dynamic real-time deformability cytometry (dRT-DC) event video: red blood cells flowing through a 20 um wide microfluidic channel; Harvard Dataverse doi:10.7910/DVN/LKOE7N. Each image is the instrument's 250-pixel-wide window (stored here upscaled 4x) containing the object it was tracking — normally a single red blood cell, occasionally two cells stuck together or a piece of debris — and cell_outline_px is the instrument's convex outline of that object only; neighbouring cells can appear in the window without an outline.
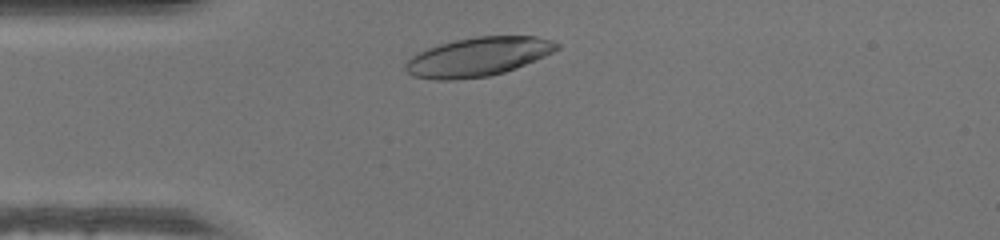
{"species": "human", "species_latin": "Homo sapiens", "temperature_condition": "warm", "stored_images_in_passage": 31, "camera_frame_rate_fps": 3000, "um_per_image_px": 0.085, "donor": {"sex": "male"}, "frame": {"image": 1, "passage_image": 4, "time_ms": 1.0, "image_size_px": [1000, 240], "cell_outline_px": [[560, 48], [544, 56], [516, 68], [504, 72], [488, 76], [456, 80], [436, 80], [412, 76], [404, 68], [404, 64], [412, 56], [428, 48], [440, 44], [456, 40], [476, 36], [536, 36], [552, 40], [560, 44]], "centroid_in_image_um": [40.63, 4.83], "position_along_channel_um": 44.4, "area_um2": 34.22}}
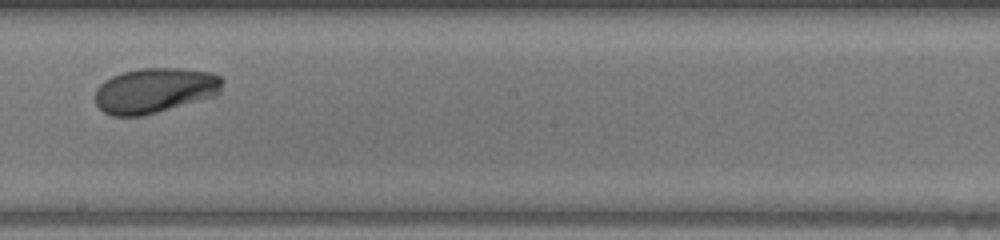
{"frame": {"image": 2, "passage_image": 19, "time_ms": 6.0, "image_size_px": [1000, 240], "cell_outline_px": [[224, 80], [220, 92], [216, 96], [144, 116], [112, 116], [104, 112], [96, 104], [96, 88], [104, 80], [112, 76], [124, 72], [140, 68], [180, 68], [212, 72], [220, 76]], "centroid_in_image_um": [13.19, 7.69], "position_along_channel_um": 235.0, "area_um2": 33.76}}
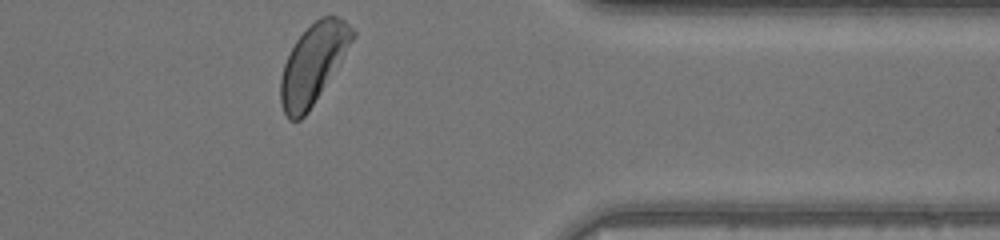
{"frame": {"image": 3, "passage_image": 31, "time_ms": 10.0, "image_size_px": [1000, 240], "cell_outline_px": [[356, 36], [308, 112], [300, 120], [288, 120], [284, 112], [280, 100], [280, 80], [284, 64], [296, 40], [320, 16], [336, 16], [344, 20], [356, 32]], "centroid_in_image_um": [26.61, 5.43], "position_along_channel_um": 384.8, "area_um2": 32.6}}